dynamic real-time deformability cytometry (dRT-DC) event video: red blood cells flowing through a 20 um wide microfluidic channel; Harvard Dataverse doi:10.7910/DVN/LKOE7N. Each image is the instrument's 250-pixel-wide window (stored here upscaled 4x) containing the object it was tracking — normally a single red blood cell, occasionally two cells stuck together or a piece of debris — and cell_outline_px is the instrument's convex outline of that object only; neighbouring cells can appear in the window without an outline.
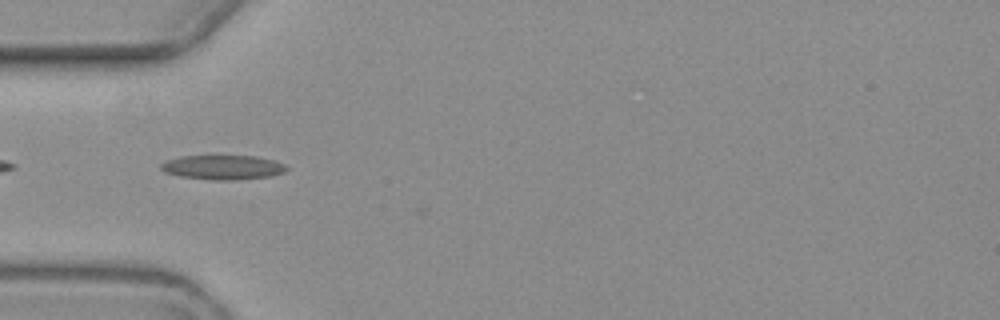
{"species": "common noctule bat (a hibernating species)", "species_latin": "Nyctalus noctula", "temperature_condition": "warm", "stored_images_in_passage": 6, "camera_frame_rate_fps": 3000, "um_per_image_px": 0.085, "animal": {"sex": "female", "body_mass_g": 19.3, "forearm_length_mm": 54.1}, "frame": {"image": 1, "passage_image": 6, "time_ms": 6.667, "image_size_px": [1000, 320], "cell_outline_px": [[288, 168], [284, 172], [268, 176], [236, 180], [212, 180], [180, 176], [164, 172], [160, 168], [160, 164], [168, 160], [180, 156], [256, 156], [272, 160], [284, 164]], "centroid_in_image_um": [18.91, 14.22], "position_along_channel_um": 66.1, "area_um2": 17.74}}